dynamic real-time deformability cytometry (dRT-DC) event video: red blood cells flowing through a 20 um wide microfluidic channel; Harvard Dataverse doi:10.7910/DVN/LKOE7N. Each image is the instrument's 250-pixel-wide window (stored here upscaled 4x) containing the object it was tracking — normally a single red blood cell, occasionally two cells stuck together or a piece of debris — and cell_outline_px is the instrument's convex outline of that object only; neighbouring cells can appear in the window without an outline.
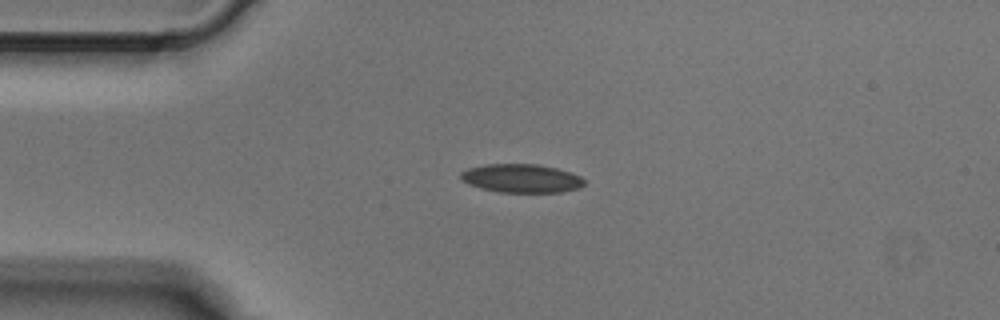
{"species": "Egyptian fruit bat (a non-hibernating species)", "species_latin": "Rousettus aegyptiacus", "temperature_condition": "cold", "stored_images_in_passage": 4, "camera_frame_rate_fps": 3000, "um_per_image_px": 0.085, "animal": {"sex": "male"}, "frame": {"image": 1, "passage_image": 2, "time_ms": 0.333, "image_size_px": [1000, 320], "cell_outline_px": [[584, 184], [580, 188], [560, 192], [496, 192], [480, 188], [468, 184], [460, 176], [460, 172], [468, 168], [488, 164], [536, 164], [556, 168], [572, 172], [580, 176], [584, 180]], "centroid_in_image_um": [44.33, 15.16], "position_along_channel_um": 40.7, "area_um2": 20.58}}
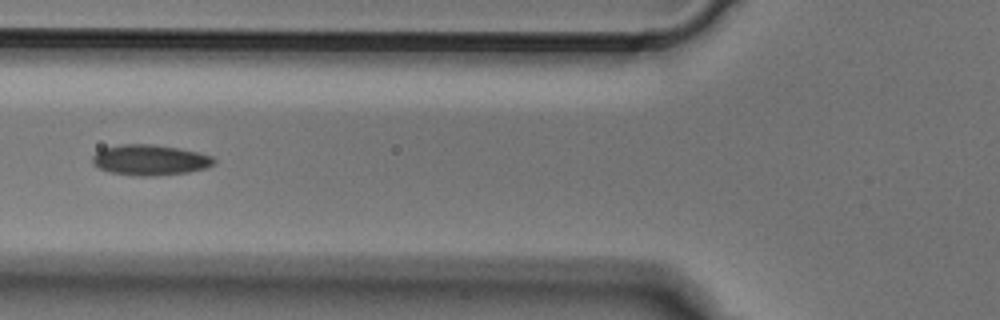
{"frame": {"image": 2, "passage_image": 4, "time_ms": 1.0, "image_size_px": [1000, 320], "cell_outline_px": [[216, 160], [212, 164], [204, 168], [188, 172], [152, 176], [136, 176], [112, 172], [100, 168], [92, 164], [92, 156], [96, 152], [104, 148], [120, 144], [152, 144], [180, 148], [200, 152], [212, 156]], "centroid_in_image_um": [12.74, 13.59], "position_along_channel_um": 113.1, "area_um2": 21.62}}